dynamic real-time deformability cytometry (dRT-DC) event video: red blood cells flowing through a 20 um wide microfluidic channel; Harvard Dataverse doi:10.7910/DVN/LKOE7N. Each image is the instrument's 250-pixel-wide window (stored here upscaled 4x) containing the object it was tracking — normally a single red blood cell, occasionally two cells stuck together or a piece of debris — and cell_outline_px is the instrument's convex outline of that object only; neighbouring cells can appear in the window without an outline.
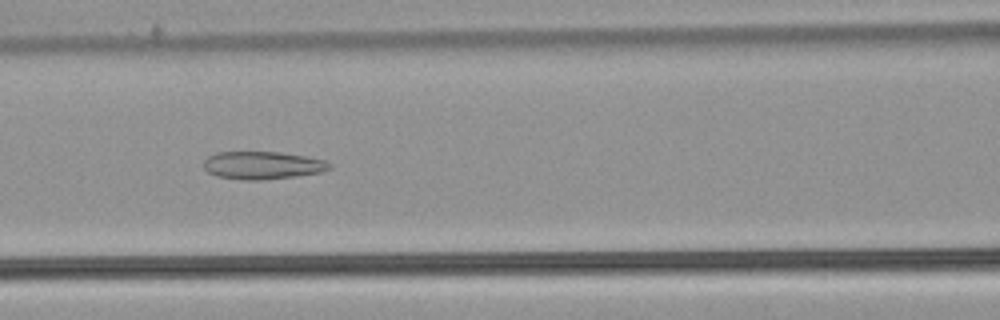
{"species": "common noctule bat (a hibernating species)", "species_latin": "Nyctalus noctula", "temperature_condition": "warm", "stored_images_in_passage": 38, "camera_frame_rate_fps": 3000, "um_per_image_px": 0.085, "animal": {"sex": "male", "body_mass_g": 21.5, "forearm_length_mm": 52.0}, "frame": {"image": 1, "passage_image": 9, "time_ms": 2.667, "image_size_px": [1000, 320], "cell_outline_px": [[332, 168], [320, 172], [296, 176], [264, 180], [244, 180], [216, 176], [208, 172], [204, 168], [204, 160], [208, 156], [216, 152], [280, 152], [308, 156], [324, 160], [332, 164]], "centroid_in_image_um": [22.32, 14.05], "position_along_channel_um": 144.3, "area_um2": 20.52}}
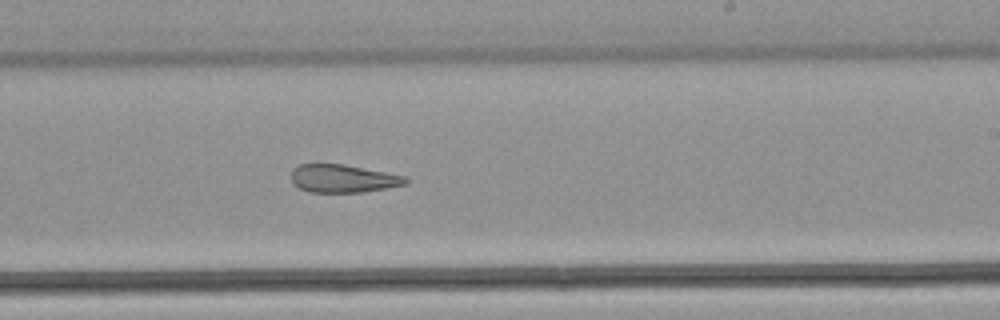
{"frame": {"image": 2, "passage_image": 18, "time_ms": 5.667, "image_size_px": [1000, 320], "cell_outline_px": [[408, 184], [364, 192], [308, 192], [292, 184], [292, 168], [300, 164], [344, 164], [408, 176]], "centroid_in_image_um": [29.18, 15.17], "position_along_channel_um": 259.8, "area_um2": 18.84}}
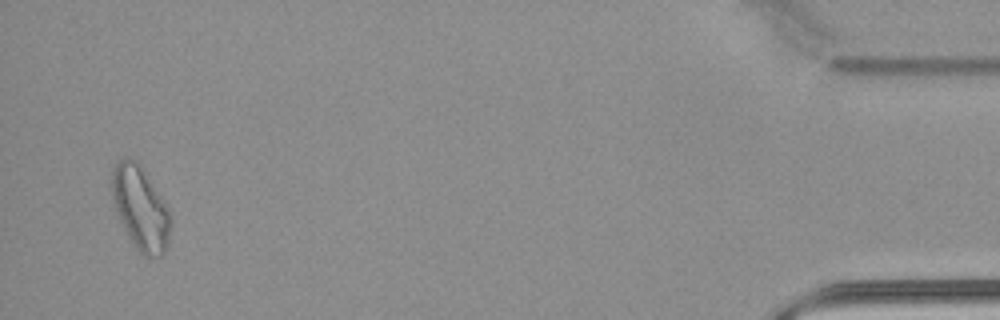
{"frame": {"image": 3, "passage_image": 37, "time_ms": 12.0, "image_size_px": [1000, 320], "cell_outline_px": [[172, 224], [168, 244], [164, 252], [160, 256], [148, 260], [128, 240], [112, 204], [108, 188], [108, 184], [112, 168], [116, 160], [128, 156], [140, 160], [164, 204], [172, 220]], "centroid_in_image_um": [11.86, 17.65], "position_along_channel_um": 423.3, "area_um2": 30.06}, "authors_computed_cell_mechanics": {"area_um2": 21.3282, "velocity_mm_per_s": 3.8651, "shape_relaxation_time_tau1_ms": null, "shape_relaxation_time_tau2_ms": 4.322, "deformation_change_tau1": null, "deformation_change_tau2": 0.1349}}